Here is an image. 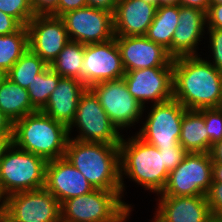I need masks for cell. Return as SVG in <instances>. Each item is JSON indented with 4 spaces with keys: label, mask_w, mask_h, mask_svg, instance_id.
<instances>
[{
    "label": "cell",
    "mask_w": 222,
    "mask_h": 222,
    "mask_svg": "<svg viewBox=\"0 0 222 222\" xmlns=\"http://www.w3.org/2000/svg\"><path fill=\"white\" fill-rule=\"evenodd\" d=\"M200 56L173 59V98L187 110L220 108L222 72Z\"/></svg>",
    "instance_id": "1"
},
{
    "label": "cell",
    "mask_w": 222,
    "mask_h": 222,
    "mask_svg": "<svg viewBox=\"0 0 222 222\" xmlns=\"http://www.w3.org/2000/svg\"><path fill=\"white\" fill-rule=\"evenodd\" d=\"M64 157L94 189L121 191L119 145L69 138Z\"/></svg>",
    "instance_id": "2"
},
{
    "label": "cell",
    "mask_w": 222,
    "mask_h": 222,
    "mask_svg": "<svg viewBox=\"0 0 222 222\" xmlns=\"http://www.w3.org/2000/svg\"><path fill=\"white\" fill-rule=\"evenodd\" d=\"M133 135L129 138L123 135L119 144L122 198L126 191L125 178L158 195L163 191L169 175L164 166L163 153L136 133Z\"/></svg>",
    "instance_id": "3"
},
{
    "label": "cell",
    "mask_w": 222,
    "mask_h": 222,
    "mask_svg": "<svg viewBox=\"0 0 222 222\" xmlns=\"http://www.w3.org/2000/svg\"><path fill=\"white\" fill-rule=\"evenodd\" d=\"M68 127L41 111L28 114L13 123V144L47 162L65 156Z\"/></svg>",
    "instance_id": "4"
},
{
    "label": "cell",
    "mask_w": 222,
    "mask_h": 222,
    "mask_svg": "<svg viewBox=\"0 0 222 222\" xmlns=\"http://www.w3.org/2000/svg\"><path fill=\"white\" fill-rule=\"evenodd\" d=\"M121 191L94 189L61 204L63 222H127L133 208Z\"/></svg>",
    "instance_id": "5"
},
{
    "label": "cell",
    "mask_w": 222,
    "mask_h": 222,
    "mask_svg": "<svg viewBox=\"0 0 222 222\" xmlns=\"http://www.w3.org/2000/svg\"><path fill=\"white\" fill-rule=\"evenodd\" d=\"M47 161L33 153L17 148L14 144L0 161V190L10 194L30 191L45 186Z\"/></svg>",
    "instance_id": "6"
},
{
    "label": "cell",
    "mask_w": 222,
    "mask_h": 222,
    "mask_svg": "<svg viewBox=\"0 0 222 222\" xmlns=\"http://www.w3.org/2000/svg\"><path fill=\"white\" fill-rule=\"evenodd\" d=\"M73 127H76L78 132L76 137L71 134L74 131ZM68 133L70 138L81 142L113 145H119L123 137L89 88L80 96L74 120L68 127Z\"/></svg>",
    "instance_id": "7"
},
{
    "label": "cell",
    "mask_w": 222,
    "mask_h": 222,
    "mask_svg": "<svg viewBox=\"0 0 222 222\" xmlns=\"http://www.w3.org/2000/svg\"><path fill=\"white\" fill-rule=\"evenodd\" d=\"M213 162L209 153H187L171 172L157 196H206L213 181Z\"/></svg>",
    "instance_id": "8"
},
{
    "label": "cell",
    "mask_w": 222,
    "mask_h": 222,
    "mask_svg": "<svg viewBox=\"0 0 222 222\" xmlns=\"http://www.w3.org/2000/svg\"><path fill=\"white\" fill-rule=\"evenodd\" d=\"M151 105L142 128L136 134L156 148L182 147L179 138L187 109L174 98Z\"/></svg>",
    "instance_id": "9"
},
{
    "label": "cell",
    "mask_w": 222,
    "mask_h": 222,
    "mask_svg": "<svg viewBox=\"0 0 222 222\" xmlns=\"http://www.w3.org/2000/svg\"><path fill=\"white\" fill-rule=\"evenodd\" d=\"M4 222H59L61 204L45 187L5 197Z\"/></svg>",
    "instance_id": "10"
},
{
    "label": "cell",
    "mask_w": 222,
    "mask_h": 222,
    "mask_svg": "<svg viewBox=\"0 0 222 222\" xmlns=\"http://www.w3.org/2000/svg\"><path fill=\"white\" fill-rule=\"evenodd\" d=\"M89 89L98 98L110 121L121 132L143 120L146 108L129 93L124 78L100 82Z\"/></svg>",
    "instance_id": "11"
},
{
    "label": "cell",
    "mask_w": 222,
    "mask_h": 222,
    "mask_svg": "<svg viewBox=\"0 0 222 222\" xmlns=\"http://www.w3.org/2000/svg\"><path fill=\"white\" fill-rule=\"evenodd\" d=\"M69 39L82 44L106 42L114 38L113 14L104 9L85 6L60 17Z\"/></svg>",
    "instance_id": "12"
},
{
    "label": "cell",
    "mask_w": 222,
    "mask_h": 222,
    "mask_svg": "<svg viewBox=\"0 0 222 222\" xmlns=\"http://www.w3.org/2000/svg\"><path fill=\"white\" fill-rule=\"evenodd\" d=\"M80 68V80L87 88L123 78L125 70L115 37L106 42L86 44Z\"/></svg>",
    "instance_id": "13"
},
{
    "label": "cell",
    "mask_w": 222,
    "mask_h": 222,
    "mask_svg": "<svg viewBox=\"0 0 222 222\" xmlns=\"http://www.w3.org/2000/svg\"><path fill=\"white\" fill-rule=\"evenodd\" d=\"M129 93L145 108V103H162L173 98V66L125 72Z\"/></svg>",
    "instance_id": "14"
},
{
    "label": "cell",
    "mask_w": 222,
    "mask_h": 222,
    "mask_svg": "<svg viewBox=\"0 0 222 222\" xmlns=\"http://www.w3.org/2000/svg\"><path fill=\"white\" fill-rule=\"evenodd\" d=\"M26 28L29 49L49 66L70 40L60 17L35 15Z\"/></svg>",
    "instance_id": "15"
},
{
    "label": "cell",
    "mask_w": 222,
    "mask_h": 222,
    "mask_svg": "<svg viewBox=\"0 0 222 222\" xmlns=\"http://www.w3.org/2000/svg\"><path fill=\"white\" fill-rule=\"evenodd\" d=\"M125 72L173 66V58L161 45L143 36H114Z\"/></svg>",
    "instance_id": "16"
},
{
    "label": "cell",
    "mask_w": 222,
    "mask_h": 222,
    "mask_svg": "<svg viewBox=\"0 0 222 222\" xmlns=\"http://www.w3.org/2000/svg\"><path fill=\"white\" fill-rule=\"evenodd\" d=\"M44 187L60 204L94 190L85 176L65 157L47 162Z\"/></svg>",
    "instance_id": "17"
},
{
    "label": "cell",
    "mask_w": 222,
    "mask_h": 222,
    "mask_svg": "<svg viewBox=\"0 0 222 222\" xmlns=\"http://www.w3.org/2000/svg\"><path fill=\"white\" fill-rule=\"evenodd\" d=\"M178 18L179 24L174 31L171 43V57L176 59L200 55L197 51L199 42L203 38L205 39L203 35L207 30L206 12L194 7L179 5Z\"/></svg>",
    "instance_id": "18"
},
{
    "label": "cell",
    "mask_w": 222,
    "mask_h": 222,
    "mask_svg": "<svg viewBox=\"0 0 222 222\" xmlns=\"http://www.w3.org/2000/svg\"><path fill=\"white\" fill-rule=\"evenodd\" d=\"M151 222H208L212 217L206 196H158Z\"/></svg>",
    "instance_id": "19"
},
{
    "label": "cell",
    "mask_w": 222,
    "mask_h": 222,
    "mask_svg": "<svg viewBox=\"0 0 222 222\" xmlns=\"http://www.w3.org/2000/svg\"><path fill=\"white\" fill-rule=\"evenodd\" d=\"M157 7L144 0H119L113 13L114 35H146L155 17Z\"/></svg>",
    "instance_id": "20"
},
{
    "label": "cell",
    "mask_w": 222,
    "mask_h": 222,
    "mask_svg": "<svg viewBox=\"0 0 222 222\" xmlns=\"http://www.w3.org/2000/svg\"><path fill=\"white\" fill-rule=\"evenodd\" d=\"M86 89L81 80L61 77L41 112L69 127L74 120L80 96Z\"/></svg>",
    "instance_id": "21"
},
{
    "label": "cell",
    "mask_w": 222,
    "mask_h": 222,
    "mask_svg": "<svg viewBox=\"0 0 222 222\" xmlns=\"http://www.w3.org/2000/svg\"><path fill=\"white\" fill-rule=\"evenodd\" d=\"M179 143L188 153H209L210 139L204 116L198 110H186L181 123Z\"/></svg>",
    "instance_id": "22"
},
{
    "label": "cell",
    "mask_w": 222,
    "mask_h": 222,
    "mask_svg": "<svg viewBox=\"0 0 222 222\" xmlns=\"http://www.w3.org/2000/svg\"><path fill=\"white\" fill-rule=\"evenodd\" d=\"M0 110L14 123L28 114L37 112L32 106L27 89L8 77L0 87Z\"/></svg>",
    "instance_id": "23"
},
{
    "label": "cell",
    "mask_w": 222,
    "mask_h": 222,
    "mask_svg": "<svg viewBox=\"0 0 222 222\" xmlns=\"http://www.w3.org/2000/svg\"><path fill=\"white\" fill-rule=\"evenodd\" d=\"M179 5L157 7L155 17L148 28L146 37L163 46L171 56V43L174 31L179 24Z\"/></svg>",
    "instance_id": "24"
},
{
    "label": "cell",
    "mask_w": 222,
    "mask_h": 222,
    "mask_svg": "<svg viewBox=\"0 0 222 222\" xmlns=\"http://www.w3.org/2000/svg\"><path fill=\"white\" fill-rule=\"evenodd\" d=\"M85 44L69 40L50 68L61 77L80 80V67L83 64Z\"/></svg>",
    "instance_id": "25"
},
{
    "label": "cell",
    "mask_w": 222,
    "mask_h": 222,
    "mask_svg": "<svg viewBox=\"0 0 222 222\" xmlns=\"http://www.w3.org/2000/svg\"><path fill=\"white\" fill-rule=\"evenodd\" d=\"M28 48V31L25 26L11 34L0 35V70L8 73Z\"/></svg>",
    "instance_id": "26"
},
{
    "label": "cell",
    "mask_w": 222,
    "mask_h": 222,
    "mask_svg": "<svg viewBox=\"0 0 222 222\" xmlns=\"http://www.w3.org/2000/svg\"><path fill=\"white\" fill-rule=\"evenodd\" d=\"M48 66L37 54L28 48L8 71L7 77L22 88L27 89L30 82L35 79V76L43 72Z\"/></svg>",
    "instance_id": "27"
},
{
    "label": "cell",
    "mask_w": 222,
    "mask_h": 222,
    "mask_svg": "<svg viewBox=\"0 0 222 222\" xmlns=\"http://www.w3.org/2000/svg\"><path fill=\"white\" fill-rule=\"evenodd\" d=\"M60 78L61 76L48 66L30 82L27 91L31 104L37 111H41L46 106Z\"/></svg>",
    "instance_id": "28"
},
{
    "label": "cell",
    "mask_w": 222,
    "mask_h": 222,
    "mask_svg": "<svg viewBox=\"0 0 222 222\" xmlns=\"http://www.w3.org/2000/svg\"><path fill=\"white\" fill-rule=\"evenodd\" d=\"M0 11L15 18L25 27L35 16L30 0H0Z\"/></svg>",
    "instance_id": "29"
},
{
    "label": "cell",
    "mask_w": 222,
    "mask_h": 222,
    "mask_svg": "<svg viewBox=\"0 0 222 222\" xmlns=\"http://www.w3.org/2000/svg\"><path fill=\"white\" fill-rule=\"evenodd\" d=\"M198 111L204 116L211 148L213 144L222 140V108H209Z\"/></svg>",
    "instance_id": "30"
},
{
    "label": "cell",
    "mask_w": 222,
    "mask_h": 222,
    "mask_svg": "<svg viewBox=\"0 0 222 222\" xmlns=\"http://www.w3.org/2000/svg\"><path fill=\"white\" fill-rule=\"evenodd\" d=\"M206 31H208L210 43V45L208 44V49L210 48L211 50V55L208 56L213 57L209 62L222 72V29L207 28Z\"/></svg>",
    "instance_id": "31"
},
{
    "label": "cell",
    "mask_w": 222,
    "mask_h": 222,
    "mask_svg": "<svg viewBox=\"0 0 222 222\" xmlns=\"http://www.w3.org/2000/svg\"><path fill=\"white\" fill-rule=\"evenodd\" d=\"M206 200L211 215L222 217V182L212 181L206 193Z\"/></svg>",
    "instance_id": "32"
},
{
    "label": "cell",
    "mask_w": 222,
    "mask_h": 222,
    "mask_svg": "<svg viewBox=\"0 0 222 222\" xmlns=\"http://www.w3.org/2000/svg\"><path fill=\"white\" fill-rule=\"evenodd\" d=\"M163 153L164 166L168 172L174 170L188 153L183 147L158 148Z\"/></svg>",
    "instance_id": "33"
},
{
    "label": "cell",
    "mask_w": 222,
    "mask_h": 222,
    "mask_svg": "<svg viewBox=\"0 0 222 222\" xmlns=\"http://www.w3.org/2000/svg\"><path fill=\"white\" fill-rule=\"evenodd\" d=\"M35 15L57 17L58 0H30Z\"/></svg>",
    "instance_id": "34"
},
{
    "label": "cell",
    "mask_w": 222,
    "mask_h": 222,
    "mask_svg": "<svg viewBox=\"0 0 222 222\" xmlns=\"http://www.w3.org/2000/svg\"><path fill=\"white\" fill-rule=\"evenodd\" d=\"M206 18L207 28L222 29V3H211Z\"/></svg>",
    "instance_id": "35"
},
{
    "label": "cell",
    "mask_w": 222,
    "mask_h": 222,
    "mask_svg": "<svg viewBox=\"0 0 222 222\" xmlns=\"http://www.w3.org/2000/svg\"><path fill=\"white\" fill-rule=\"evenodd\" d=\"M21 26L15 18L0 11V35L16 32Z\"/></svg>",
    "instance_id": "36"
},
{
    "label": "cell",
    "mask_w": 222,
    "mask_h": 222,
    "mask_svg": "<svg viewBox=\"0 0 222 222\" xmlns=\"http://www.w3.org/2000/svg\"><path fill=\"white\" fill-rule=\"evenodd\" d=\"M85 6H88L87 0H58L57 17Z\"/></svg>",
    "instance_id": "37"
},
{
    "label": "cell",
    "mask_w": 222,
    "mask_h": 222,
    "mask_svg": "<svg viewBox=\"0 0 222 222\" xmlns=\"http://www.w3.org/2000/svg\"><path fill=\"white\" fill-rule=\"evenodd\" d=\"M119 0H87V4L90 7L104 9L112 14L115 12L116 6Z\"/></svg>",
    "instance_id": "38"
},
{
    "label": "cell",
    "mask_w": 222,
    "mask_h": 222,
    "mask_svg": "<svg viewBox=\"0 0 222 222\" xmlns=\"http://www.w3.org/2000/svg\"><path fill=\"white\" fill-rule=\"evenodd\" d=\"M211 2L210 0H179V5L186 7H194L207 12Z\"/></svg>",
    "instance_id": "39"
},
{
    "label": "cell",
    "mask_w": 222,
    "mask_h": 222,
    "mask_svg": "<svg viewBox=\"0 0 222 222\" xmlns=\"http://www.w3.org/2000/svg\"><path fill=\"white\" fill-rule=\"evenodd\" d=\"M13 144V134H0V161Z\"/></svg>",
    "instance_id": "40"
},
{
    "label": "cell",
    "mask_w": 222,
    "mask_h": 222,
    "mask_svg": "<svg viewBox=\"0 0 222 222\" xmlns=\"http://www.w3.org/2000/svg\"><path fill=\"white\" fill-rule=\"evenodd\" d=\"M209 155L213 163H222V140L211 146Z\"/></svg>",
    "instance_id": "41"
},
{
    "label": "cell",
    "mask_w": 222,
    "mask_h": 222,
    "mask_svg": "<svg viewBox=\"0 0 222 222\" xmlns=\"http://www.w3.org/2000/svg\"><path fill=\"white\" fill-rule=\"evenodd\" d=\"M0 134H13V123L0 110Z\"/></svg>",
    "instance_id": "42"
},
{
    "label": "cell",
    "mask_w": 222,
    "mask_h": 222,
    "mask_svg": "<svg viewBox=\"0 0 222 222\" xmlns=\"http://www.w3.org/2000/svg\"><path fill=\"white\" fill-rule=\"evenodd\" d=\"M213 181L222 182V163H213Z\"/></svg>",
    "instance_id": "43"
},
{
    "label": "cell",
    "mask_w": 222,
    "mask_h": 222,
    "mask_svg": "<svg viewBox=\"0 0 222 222\" xmlns=\"http://www.w3.org/2000/svg\"><path fill=\"white\" fill-rule=\"evenodd\" d=\"M179 5V0H157V6Z\"/></svg>",
    "instance_id": "44"
},
{
    "label": "cell",
    "mask_w": 222,
    "mask_h": 222,
    "mask_svg": "<svg viewBox=\"0 0 222 222\" xmlns=\"http://www.w3.org/2000/svg\"><path fill=\"white\" fill-rule=\"evenodd\" d=\"M4 211H5V196L0 190V220L3 219Z\"/></svg>",
    "instance_id": "45"
},
{
    "label": "cell",
    "mask_w": 222,
    "mask_h": 222,
    "mask_svg": "<svg viewBox=\"0 0 222 222\" xmlns=\"http://www.w3.org/2000/svg\"><path fill=\"white\" fill-rule=\"evenodd\" d=\"M6 78H7V73L0 70V87L2 86Z\"/></svg>",
    "instance_id": "46"
},
{
    "label": "cell",
    "mask_w": 222,
    "mask_h": 222,
    "mask_svg": "<svg viewBox=\"0 0 222 222\" xmlns=\"http://www.w3.org/2000/svg\"><path fill=\"white\" fill-rule=\"evenodd\" d=\"M208 222H222V217L212 216Z\"/></svg>",
    "instance_id": "47"
},
{
    "label": "cell",
    "mask_w": 222,
    "mask_h": 222,
    "mask_svg": "<svg viewBox=\"0 0 222 222\" xmlns=\"http://www.w3.org/2000/svg\"><path fill=\"white\" fill-rule=\"evenodd\" d=\"M144 1L157 6V0H144Z\"/></svg>",
    "instance_id": "48"
},
{
    "label": "cell",
    "mask_w": 222,
    "mask_h": 222,
    "mask_svg": "<svg viewBox=\"0 0 222 222\" xmlns=\"http://www.w3.org/2000/svg\"><path fill=\"white\" fill-rule=\"evenodd\" d=\"M211 3H222V0H210Z\"/></svg>",
    "instance_id": "49"
}]
</instances>
